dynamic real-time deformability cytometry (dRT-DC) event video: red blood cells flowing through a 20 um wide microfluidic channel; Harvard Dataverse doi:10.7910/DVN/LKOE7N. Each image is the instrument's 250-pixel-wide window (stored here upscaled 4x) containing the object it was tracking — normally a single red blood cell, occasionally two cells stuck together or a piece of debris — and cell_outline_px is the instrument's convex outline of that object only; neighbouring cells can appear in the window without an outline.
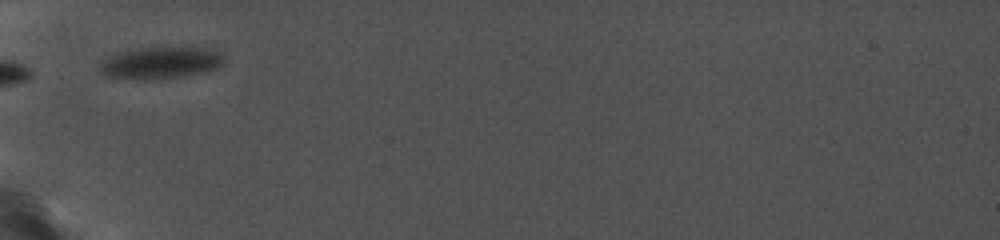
{"species": "common noctule bat (a hibernating species)", "species_latin": "Nyctalus noctula", "temperature_condition": "cold", "stored_images_in_passage": 3, "camera_frame_rate_fps": 5000, "um_per_image_px": 0.085, "animal": {"sex": "female", "body_mass_g": 19.0, "forearm_length_mm": 56.7}, "frame": {"image": 1, "passage_image": 1, "time_ms": 0.0, "image_size_px": [1000, 240], "cell_outline_px": [[224, 64], [216, 68], [200, 72], [180, 76], [108, 76], [100, 68], [100, 60], [116, 52], [128, 48], [216, 48], [224, 56]], "centroid_in_image_um": [13.7, 5.25], "position_along_channel_um": 71.3, "area_um2": 21.96}}